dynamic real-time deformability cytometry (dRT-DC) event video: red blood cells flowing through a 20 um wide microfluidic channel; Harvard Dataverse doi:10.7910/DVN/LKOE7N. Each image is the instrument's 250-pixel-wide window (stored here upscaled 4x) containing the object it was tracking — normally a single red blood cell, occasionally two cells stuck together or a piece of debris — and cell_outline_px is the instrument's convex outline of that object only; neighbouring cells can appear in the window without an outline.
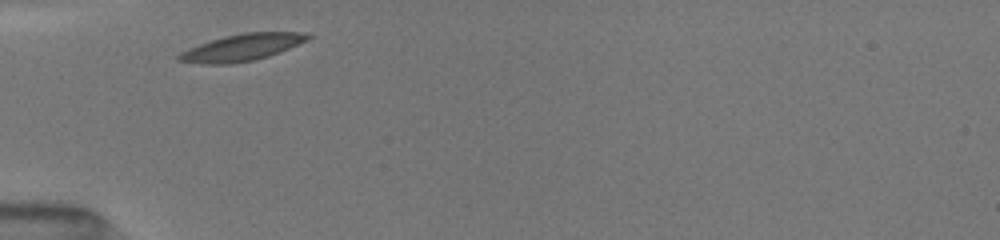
{"species": "common noctule bat (a hibernating species)", "species_latin": "Nyctalus noctula", "temperature_condition": "room temperature", "stored_images_in_passage": 2, "camera_frame_rate_fps": 3000, "um_per_image_px": 0.085, "animal": {"sex": "female", "body_mass_g": 19.5, "forearm_length_mm": 54.1}, "frame": {"image": 1, "passage_image": 1, "time_ms": 0.0, "image_size_px": [1000, 240], "cell_outline_px": [[312, 36], [308, 40], [268, 56], [252, 60], [228, 64], [208, 64], [176, 60], [176, 56], [180, 52], [188, 48], [224, 36], [244, 32], [308, 32]], "centroid_in_image_um": [20.57, 4.02], "position_along_channel_um": 64.4, "area_um2": 19.94}}
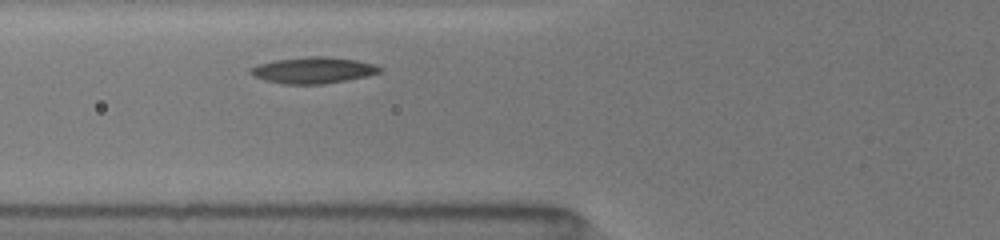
{"frame": {"image": 2, "passage_image": 2, "time_ms": 1.0, "image_size_px": [1000, 240], "cell_outline_px": [[384, 72], [368, 76], [320, 84], [284, 84], [264, 80], [248, 72], [252, 68], [260, 64], [276, 60], [304, 56], [328, 56], [356, 60], [372, 64], [384, 68]], "centroid_in_image_um": [26.68, 5.96], "position_along_channel_um": 99.1, "area_um2": 19.71}}